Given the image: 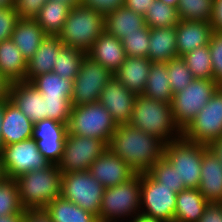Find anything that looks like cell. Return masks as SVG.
<instances>
[{"mask_svg": "<svg viewBox=\"0 0 222 222\" xmlns=\"http://www.w3.org/2000/svg\"><path fill=\"white\" fill-rule=\"evenodd\" d=\"M152 2H154V0H125L124 6L144 16Z\"/></svg>", "mask_w": 222, "mask_h": 222, "instance_id": "681fc988", "label": "cell"}, {"mask_svg": "<svg viewBox=\"0 0 222 222\" xmlns=\"http://www.w3.org/2000/svg\"><path fill=\"white\" fill-rule=\"evenodd\" d=\"M63 46L58 35H46L35 54L27 61L25 82H30L41 74L52 72L58 52Z\"/></svg>", "mask_w": 222, "mask_h": 222, "instance_id": "603a6c76", "label": "cell"}, {"mask_svg": "<svg viewBox=\"0 0 222 222\" xmlns=\"http://www.w3.org/2000/svg\"><path fill=\"white\" fill-rule=\"evenodd\" d=\"M48 0H15L14 7L19 18L34 19Z\"/></svg>", "mask_w": 222, "mask_h": 222, "instance_id": "f6af8a7d", "label": "cell"}, {"mask_svg": "<svg viewBox=\"0 0 222 222\" xmlns=\"http://www.w3.org/2000/svg\"><path fill=\"white\" fill-rule=\"evenodd\" d=\"M87 53L78 48L63 46L58 52L56 64L52 72L64 79L75 80Z\"/></svg>", "mask_w": 222, "mask_h": 222, "instance_id": "836d02e7", "label": "cell"}, {"mask_svg": "<svg viewBox=\"0 0 222 222\" xmlns=\"http://www.w3.org/2000/svg\"><path fill=\"white\" fill-rule=\"evenodd\" d=\"M141 95L149 99L171 103L173 92L166 63H152L144 92Z\"/></svg>", "mask_w": 222, "mask_h": 222, "instance_id": "4dcf8cb0", "label": "cell"}, {"mask_svg": "<svg viewBox=\"0 0 222 222\" xmlns=\"http://www.w3.org/2000/svg\"><path fill=\"white\" fill-rule=\"evenodd\" d=\"M182 136L203 145L222 137V86L182 131Z\"/></svg>", "mask_w": 222, "mask_h": 222, "instance_id": "7c38bea8", "label": "cell"}, {"mask_svg": "<svg viewBox=\"0 0 222 222\" xmlns=\"http://www.w3.org/2000/svg\"><path fill=\"white\" fill-rule=\"evenodd\" d=\"M67 133V124L46 118L34 123L32 138L43 157L57 165L62 158Z\"/></svg>", "mask_w": 222, "mask_h": 222, "instance_id": "9a60e30c", "label": "cell"}, {"mask_svg": "<svg viewBox=\"0 0 222 222\" xmlns=\"http://www.w3.org/2000/svg\"><path fill=\"white\" fill-rule=\"evenodd\" d=\"M52 222H99L98 217L59 196L44 209Z\"/></svg>", "mask_w": 222, "mask_h": 222, "instance_id": "f546056e", "label": "cell"}, {"mask_svg": "<svg viewBox=\"0 0 222 222\" xmlns=\"http://www.w3.org/2000/svg\"><path fill=\"white\" fill-rule=\"evenodd\" d=\"M116 127L110 112L99 102L72 106L67 124L69 134L97 138L108 145Z\"/></svg>", "mask_w": 222, "mask_h": 222, "instance_id": "8992f818", "label": "cell"}, {"mask_svg": "<svg viewBox=\"0 0 222 222\" xmlns=\"http://www.w3.org/2000/svg\"><path fill=\"white\" fill-rule=\"evenodd\" d=\"M145 25L151 28L173 27L179 22L177 9L154 0L144 15Z\"/></svg>", "mask_w": 222, "mask_h": 222, "instance_id": "e575fe53", "label": "cell"}, {"mask_svg": "<svg viewBox=\"0 0 222 222\" xmlns=\"http://www.w3.org/2000/svg\"><path fill=\"white\" fill-rule=\"evenodd\" d=\"M62 172L56 164L30 171L15 179L20 203L24 210H44L61 196Z\"/></svg>", "mask_w": 222, "mask_h": 222, "instance_id": "3957f363", "label": "cell"}, {"mask_svg": "<svg viewBox=\"0 0 222 222\" xmlns=\"http://www.w3.org/2000/svg\"><path fill=\"white\" fill-rule=\"evenodd\" d=\"M47 118L65 124L70 120L72 110L71 98H44Z\"/></svg>", "mask_w": 222, "mask_h": 222, "instance_id": "b9f144b4", "label": "cell"}, {"mask_svg": "<svg viewBox=\"0 0 222 222\" xmlns=\"http://www.w3.org/2000/svg\"><path fill=\"white\" fill-rule=\"evenodd\" d=\"M46 35L35 19L19 18L11 39L28 61L35 54Z\"/></svg>", "mask_w": 222, "mask_h": 222, "instance_id": "484cf974", "label": "cell"}, {"mask_svg": "<svg viewBox=\"0 0 222 222\" xmlns=\"http://www.w3.org/2000/svg\"><path fill=\"white\" fill-rule=\"evenodd\" d=\"M198 190L211 203H222V163L208 149L203 152Z\"/></svg>", "mask_w": 222, "mask_h": 222, "instance_id": "7402d4cb", "label": "cell"}, {"mask_svg": "<svg viewBox=\"0 0 222 222\" xmlns=\"http://www.w3.org/2000/svg\"><path fill=\"white\" fill-rule=\"evenodd\" d=\"M140 186V214L174 222L177 193L154 180L148 173L140 174Z\"/></svg>", "mask_w": 222, "mask_h": 222, "instance_id": "8fae6325", "label": "cell"}, {"mask_svg": "<svg viewBox=\"0 0 222 222\" xmlns=\"http://www.w3.org/2000/svg\"><path fill=\"white\" fill-rule=\"evenodd\" d=\"M219 87L214 79L195 78L183 90L173 94L170 103L173 119L181 131L195 118Z\"/></svg>", "mask_w": 222, "mask_h": 222, "instance_id": "ba28073f", "label": "cell"}, {"mask_svg": "<svg viewBox=\"0 0 222 222\" xmlns=\"http://www.w3.org/2000/svg\"><path fill=\"white\" fill-rule=\"evenodd\" d=\"M147 173L173 192L178 193L186 189L183 180H179L177 170L164 157L154 163Z\"/></svg>", "mask_w": 222, "mask_h": 222, "instance_id": "74e56055", "label": "cell"}, {"mask_svg": "<svg viewBox=\"0 0 222 222\" xmlns=\"http://www.w3.org/2000/svg\"><path fill=\"white\" fill-rule=\"evenodd\" d=\"M152 63L147 57H126L113 75L127 89L141 95L144 92Z\"/></svg>", "mask_w": 222, "mask_h": 222, "instance_id": "cb8c5ba5", "label": "cell"}, {"mask_svg": "<svg viewBox=\"0 0 222 222\" xmlns=\"http://www.w3.org/2000/svg\"><path fill=\"white\" fill-rule=\"evenodd\" d=\"M144 16L133 12L125 6L110 11L105 15L104 30L122 40L126 34L139 33L144 28Z\"/></svg>", "mask_w": 222, "mask_h": 222, "instance_id": "4316f807", "label": "cell"}, {"mask_svg": "<svg viewBox=\"0 0 222 222\" xmlns=\"http://www.w3.org/2000/svg\"><path fill=\"white\" fill-rule=\"evenodd\" d=\"M209 52L212 60L213 79L222 86V32H213L209 42Z\"/></svg>", "mask_w": 222, "mask_h": 222, "instance_id": "7bdbcfd3", "label": "cell"}, {"mask_svg": "<svg viewBox=\"0 0 222 222\" xmlns=\"http://www.w3.org/2000/svg\"><path fill=\"white\" fill-rule=\"evenodd\" d=\"M207 145L195 143L183 136L165 144L164 158L177 170L185 188H198L203 152Z\"/></svg>", "mask_w": 222, "mask_h": 222, "instance_id": "52a82bcc", "label": "cell"}, {"mask_svg": "<svg viewBox=\"0 0 222 222\" xmlns=\"http://www.w3.org/2000/svg\"><path fill=\"white\" fill-rule=\"evenodd\" d=\"M8 99L33 123L47 118L45 99L30 82L10 83Z\"/></svg>", "mask_w": 222, "mask_h": 222, "instance_id": "ac0fdd59", "label": "cell"}, {"mask_svg": "<svg viewBox=\"0 0 222 222\" xmlns=\"http://www.w3.org/2000/svg\"><path fill=\"white\" fill-rule=\"evenodd\" d=\"M128 222H165V221L161 219L149 218L142 214H139L131 218Z\"/></svg>", "mask_w": 222, "mask_h": 222, "instance_id": "11a10c76", "label": "cell"}, {"mask_svg": "<svg viewBox=\"0 0 222 222\" xmlns=\"http://www.w3.org/2000/svg\"><path fill=\"white\" fill-rule=\"evenodd\" d=\"M70 9L66 3L48 0L34 19L47 35H58L63 29Z\"/></svg>", "mask_w": 222, "mask_h": 222, "instance_id": "1f68e13d", "label": "cell"}, {"mask_svg": "<svg viewBox=\"0 0 222 222\" xmlns=\"http://www.w3.org/2000/svg\"><path fill=\"white\" fill-rule=\"evenodd\" d=\"M150 28L145 26L139 33L126 34L121 40L126 57L144 58L148 56Z\"/></svg>", "mask_w": 222, "mask_h": 222, "instance_id": "ab89813d", "label": "cell"}, {"mask_svg": "<svg viewBox=\"0 0 222 222\" xmlns=\"http://www.w3.org/2000/svg\"><path fill=\"white\" fill-rule=\"evenodd\" d=\"M10 82L0 74V102L8 99Z\"/></svg>", "mask_w": 222, "mask_h": 222, "instance_id": "db71d44e", "label": "cell"}, {"mask_svg": "<svg viewBox=\"0 0 222 222\" xmlns=\"http://www.w3.org/2000/svg\"><path fill=\"white\" fill-rule=\"evenodd\" d=\"M3 118H4V101L0 102V152L3 149V137H2V122H3Z\"/></svg>", "mask_w": 222, "mask_h": 222, "instance_id": "9f6ffc18", "label": "cell"}, {"mask_svg": "<svg viewBox=\"0 0 222 222\" xmlns=\"http://www.w3.org/2000/svg\"><path fill=\"white\" fill-rule=\"evenodd\" d=\"M18 19L14 6L0 8V42L11 38Z\"/></svg>", "mask_w": 222, "mask_h": 222, "instance_id": "ee69618b", "label": "cell"}, {"mask_svg": "<svg viewBox=\"0 0 222 222\" xmlns=\"http://www.w3.org/2000/svg\"><path fill=\"white\" fill-rule=\"evenodd\" d=\"M207 149L210 150L222 163V137L210 142L207 145Z\"/></svg>", "mask_w": 222, "mask_h": 222, "instance_id": "816d5d0a", "label": "cell"}, {"mask_svg": "<svg viewBox=\"0 0 222 222\" xmlns=\"http://www.w3.org/2000/svg\"><path fill=\"white\" fill-rule=\"evenodd\" d=\"M194 78L213 79L212 60L209 52V45H205L184 54L181 57Z\"/></svg>", "mask_w": 222, "mask_h": 222, "instance_id": "d590c367", "label": "cell"}, {"mask_svg": "<svg viewBox=\"0 0 222 222\" xmlns=\"http://www.w3.org/2000/svg\"><path fill=\"white\" fill-rule=\"evenodd\" d=\"M6 179H7V176H6V173H5V169H4L3 162H2V156H1V153H0V184L2 182H4Z\"/></svg>", "mask_w": 222, "mask_h": 222, "instance_id": "6f0895ef", "label": "cell"}, {"mask_svg": "<svg viewBox=\"0 0 222 222\" xmlns=\"http://www.w3.org/2000/svg\"><path fill=\"white\" fill-rule=\"evenodd\" d=\"M34 123L9 99L4 101L2 137L4 146L32 138Z\"/></svg>", "mask_w": 222, "mask_h": 222, "instance_id": "44dd1931", "label": "cell"}, {"mask_svg": "<svg viewBox=\"0 0 222 222\" xmlns=\"http://www.w3.org/2000/svg\"><path fill=\"white\" fill-rule=\"evenodd\" d=\"M161 2H163L166 5L175 7L177 9L180 0H160Z\"/></svg>", "mask_w": 222, "mask_h": 222, "instance_id": "91938a15", "label": "cell"}, {"mask_svg": "<svg viewBox=\"0 0 222 222\" xmlns=\"http://www.w3.org/2000/svg\"><path fill=\"white\" fill-rule=\"evenodd\" d=\"M140 203V174H136L125 183L105 188L98 220L99 222H128L140 214Z\"/></svg>", "mask_w": 222, "mask_h": 222, "instance_id": "5b68a950", "label": "cell"}, {"mask_svg": "<svg viewBox=\"0 0 222 222\" xmlns=\"http://www.w3.org/2000/svg\"><path fill=\"white\" fill-rule=\"evenodd\" d=\"M147 58L153 63H167L178 57L176 26L150 29Z\"/></svg>", "mask_w": 222, "mask_h": 222, "instance_id": "d4e9b609", "label": "cell"}, {"mask_svg": "<svg viewBox=\"0 0 222 222\" xmlns=\"http://www.w3.org/2000/svg\"><path fill=\"white\" fill-rule=\"evenodd\" d=\"M129 124L152 135L164 144L182 136L175 124L170 103L137 95Z\"/></svg>", "mask_w": 222, "mask_h": 222, "instance_id": "7a4b0ae2", "label": "cell"}, {"mask_svg": "<svg viewBox=\"0 0 222 222\" xmlns=\"http://www.w3.org/2000/svg\"><path fill=\"white\" fill-rule=\"evenodd\" d=\"M136 97L137 94L113 76L101 91L98 102L110 112L117 125H120L130 122Z\"/></svg>", "mask_w": 222, "mask_h": 222, "instance_id": "2e32d148", "label": "cell"}, {"mask_svg": "<svg viewBox=\"0 0 222 222\" xmlns=\"http://www.w3.org/2000/svg\"><path fill=\"white\" fill-rule=\"evenodd\" d=\"M108 147L137 174H141L147 173L164 156L165 144L127 123L117 125Z\"/></svg>", "mask_w": 222, "mask_h": 222, "instance_id": "6da1fadb", "label": "cell"}, {"mask_svg": "<svg viewBox=\"0 0 222 222\" xmlns=\"http://www.w3.org/2000/svg\"><path fill=\"white\" fill-rule=\"evenodd\" d=\"M15 0H0V8L14 6Z\"/></svg>", "mask_w": 222, "mask_h": 222, "instance_id": "94428289", "label": "cell"}, {"mask_svg": "<svg viewBox=\"0 0 222 222\" xmlns=\"http://www.w3.org/2000/svg\"><path fill=\"white\" fill-rule=\"evenodd\" d=\"M104 190L89 171L62 173L61 196L97 217Z\"/></svg>", "mask_w": 222, "mask_h": 222, "instance_id": "9c48e42d", "label": "cell"}, {"mask_svg": "<svg viewBox=\"0 0 222 222\" xmlns=\"http://www.w3.org/2000/svg\"><path fill=\"white\" fill-rule=\"evenodd\" d=\"M210 24L213 27V31L222 32V0H213Z\"/></svg>", "mask_w": 222, "mask_h": 222, "instance_id": "c3c4849f", "label": "cell"}, {"mask_svg": "<svg viewBox=\"0 0 222 222\" xmlns=\"http://www.w3.org/2000/svg\"><path fill=\"white\" fill-rule=\"evenodd\" d=\"M213 32V27L208 22L179 20L176 25L178 57H182L196 48L209 45Z\"/></svg>", "mask_w": 222, "mask_h": 222, "instance_id": "ffe728a7", "label": "cell"}, {"mask_svg": "<svg viewBox=\"0 0 222 222\" xmlns=\"http://www.w3.org/2000/svg\"><path fill=\"white\" fill-rule=\"evenodd\" d=\"M27 61L12 39L0 42V74L10 83L25 81Z\"/></svg>", "mask_w": 222, "mask_h": 222, "instance_id": "83f0119b", "label": "cell"}, {"mask_svg": "<svg viewBox=\"0 0 222 222\" xmlns=\"http://www.w3.org/2000/svg\"><path fill=\"white\" fill-rule=\"evenodd\" d=\"M213 0H180L177 7L179 20H192L210 23Z\"/></svg>", "mask_w": 222, "mask_h": 222, "instance_id": "8d00e7d4", "label": "cell"}, {"mask_svg": "<svg viewBox=\"0 0 222 222\" xmlns=\"http://www.w3.org/2000/svg\"><path fill=\"white\" fill-rule=\"evenodd\" d=\"M208 203L198 188L178 192L174 222H198Z\"/></svg>", "mask_w": 222, "mask_h": 222, "instance_id": "f1b7e54d", "label": "cell"}, {"mask_svg": "<svg viewBox=\"0 0 222 222\" xmlns=\"http://www.w3.org/2000/svg\"><path fill=\"white\" fill-rule=\"evenodd\" d=\"M105 15L82 4L70 9L58 34L63 45L87 52L104 31Z\"/></svg>", "mask_w": 222, "mask_h": 222, "instance_id": "277c9868", "label": "cell"}, {"mask_svg": "<svg viewBox=\"0 0 222 222\" xmlns=\"http://www.w3.org/2000/svg\"><path fill=\"white\" fill-rule=\"evenodd\" d=\"M26 211H19L18 213L0 215V222H25Z\"/></svg>", "mask_w": 222, "mask_h": 222, "instance_id": "f5cc1de1", "label": "cell"}, {"mask_svg": "<svg viewBox=\"0 0 222 222\" xmlns=\"http://www.w3.org/2000/svg\"><path fill=\"white\" fill-rule=\"evenodd\" d=\"M30 83L40 91L43 98H71L73 81L48 72L33 78Z\"/></svg>", "mask_w": 222, "mask_h": 222, "instance_id": "d6a6232c", "label": "cell"}, {"mask_svg": "<svg viewBox=\"0 0 222 222\" xmlns=\"http://www.w3.org/2000/svg\"><path fill=\"white\" fill-rule=\"evenodd\" d=\"M55 1H60L61 3H66L71 8L81 4V0H55Z\"/></svg>", "mask_w": 222, "mask_h": 222, "instance_id": "680465c9", "label": "cell"}, {"mask_svg": "<svg viewBox=\"0 0 222 222\" xmlns=\"http://www.w3.org/2000/svg\"><path fill=\"white\" fill-rule=\"evenodd\" d=\"M25 222H52L44 210H27Z\"/></svg>", "mask_w": 222, "mask_h": 222, "instance_id": "f907efd6", "label": "cell"}, {"mask_svg": "<svg viewBox=\"0 0 222 222\" xmlns=\"http://www.w3.org/2000/svg\"><path fill=\"white\" fill-rule=\"evenodd\" d=\"M171 90L177 93L189 85L195 78L181 57L166 63Z\"/></svg>", "mask_w": 222, "mask_h": 222, "instance_id": "f35d334b", "label": "cell"}, {"mask_svg": "<svg viewBox=\"0 0 222 222\" xmlns=\"http://www.w3.org/2000/svg\"><path fill=\"white\" fill-rule=\"evenodd\" d=\"M198 222H222V203H208Z\"/></svg>", "mask_w": 222, "mask_h": 222, "instance_id": "7dc6e473", "label": "cell"}, {"mask_svg": "<svg viewBox=\"0 0 222 222\" xmlns=\"http://www.w3.org/2000/svg\"><path fill=\"white\" fill-rule=\"evenodd\" d=\"M81 4L106 15L110 11L123 7L125 0H81Z\"/></svg>", "mask_w": 222, "mask_h": 222, "instance_id": "bcb514c9", "label": "cell"}, {"mask_svg": "<svg viewBox=\"0 0 222 222\" xmlns=\"http://www.w3.org/2000/svg\"><path fill=\"white\" fill-rule=\"evenodd\" d=\"M113 76L104 66L86 56L73 81L72 105L97 103L101 91Z\"/></svg>", "mask_w": 222, "mask_h": 222, "instance_id": "5bb4252c", "label": "cell"}, {"mask_svg": "<svg viewBox=\"0 0 222 222\" xmlns=\"http://www.w3.org/2000/svg\"><path fill=\"white\" fill-rule=\"evenodd\" d=\"M107 148L108 144L103 140L67 133L62 158L57 166L62 173L88 171Z\"/></svg>", "mask_w": 222, "mask_h": 222, "instance_id": "30bf717a", "label": "cell"}, {"mask_svg": "<svg viewBox=\"0 0 222 222\" xmlns=\"http://www.w3.org/2000/svg\"><path fill=\"white\" fill-rule=\"evenodd\" d=\"M26 211L23 209L17 183L14 179H6L0 184V215H8Z\"/></svg>", "mask_w": 222, "mask_h": 222, "instance_id": "60d3db41", "label": "cell"}, {"mask_svg": "<svg viewBox=\"0 0 222 222\" xmlns=\"http://www.w3.org/2000/svg\"><path fill=\"white\" fill-rule=\"evenodd\" d=\"M92 61L114 74L126 59L122 41L105 30L86 52Z\"/></svg>", "mask_w": 222, "mask_h": 222, "instance_id": "d6986e66", "label": "cell"}, {"mask_svg": "<svg viewBox=\"0 0 222 222\" xmlns=\"http://www.w3.org/2000/svg\"><path fill=\"white\" fill-rule=\"evenodd\" d=\"M88 171L104 188L125 183L137 174L109 147L91 164Z\"/></svg>", "mask_w": 222, "mask_h": 222, "instance_id": "e0dca14e", "label": "cell"}, {"mask_svg": "<svg viewBox=\"0 0 222 222\" xmlns=\"http://www.w3.org/2000/svg\"><path fill=\"white\" fill-rule=\"evenodd\" d=\"M0 153L7 179L15 180L25 173L51 165L43 157L33 138L3 146Z\"/></svg>", "mask_w": 222, "mask_h": 222, "instance_id": "4fadbf2b", "label": "cell"}]
</instances>
